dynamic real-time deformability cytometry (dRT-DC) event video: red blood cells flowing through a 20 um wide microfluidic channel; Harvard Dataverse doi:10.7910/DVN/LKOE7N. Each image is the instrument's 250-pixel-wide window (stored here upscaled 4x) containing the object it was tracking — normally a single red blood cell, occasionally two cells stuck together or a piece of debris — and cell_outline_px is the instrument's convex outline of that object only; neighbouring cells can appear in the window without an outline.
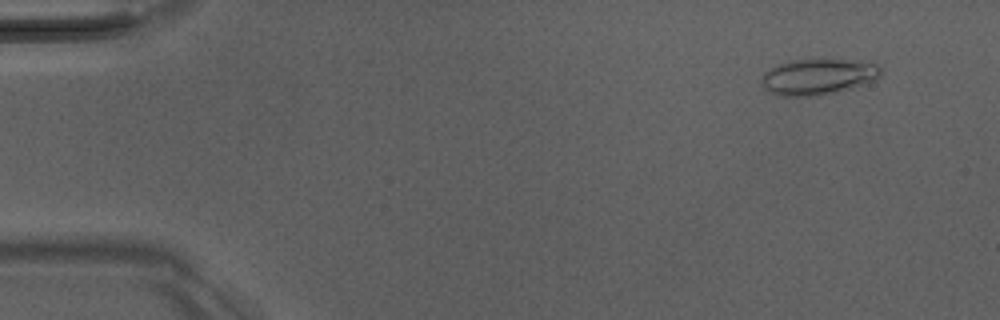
{"species": "Egyptian fruit bat (a non-hibernating species)", "species_latin": "Rousettus aegyptiacus", "temperature_condition": "room temperature", "stored_images_in_passage": 50, "camera_frame_rate_fps": 3000, "um_per_image_px": 0.085, "animal": {"sex": "male"}, "frame": {"image": 1, "passage_image": 4, "time_ms": 1.0, "image_size_px": [1000, 320], "cell_outline_px": [[880, 76], [876, 80], [852, 88], [836, 92], [816, 96], [780, 96], [768, 92], [760, 84], [760, 80], [764, 72], [780, 64], [792, 60], [844, 60], [880, 64]], "centroid_in_image_um": [69.51, 6.55], "position_along_channel_um": 15.5, "area_um2": 24.91}}
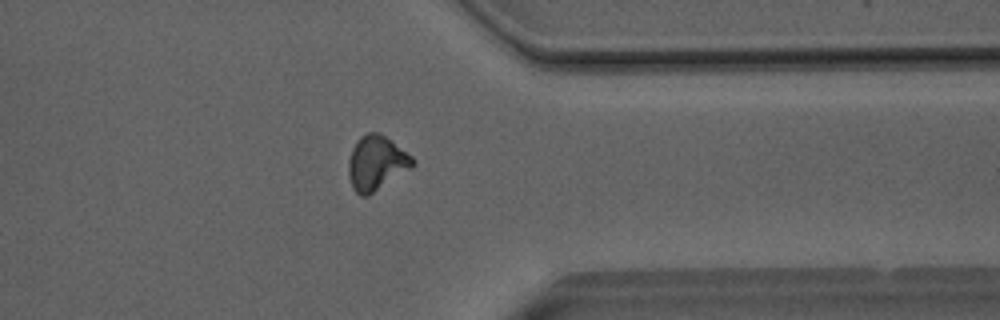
{"frame": {"image": 2, "passage_image": 40, "time_ms": 13.0, "image_size_px": [1000, 320], "cell_outline_px": [[416, 164], [368, 196], [360, 196], [352, 188], [348, 172], [348, 160], [352, 148], [356, 140], [360, 136], [368, 132], [376, 132], [384, 136], [412, 156], [416, 160]], "centroid_in_image_um": [31.96, 13.86], "position_along_channel_um": 379.4, "area_um2": 20.23}}
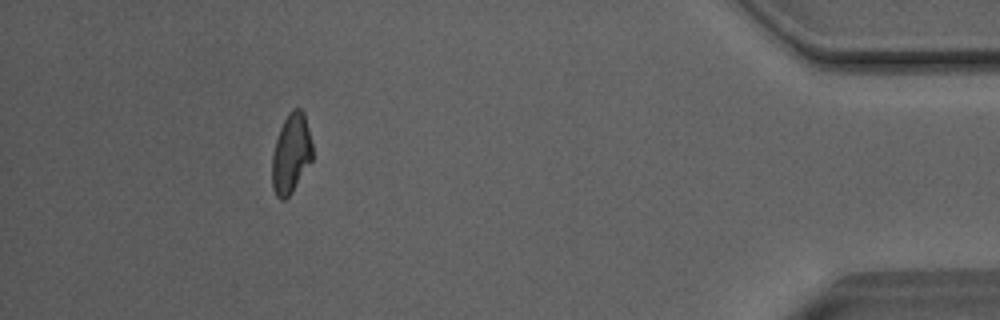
{"frame": {"image": 3, "passage_image": 46, "time_ms": 15.0, "image_size_px": [1000, 320], "cell_outline_px": [[312, 160], [292, 192], [284, 200], [280, 200], [276, 196], [272, 188], [272, 156], [276, 140], [280, 128], [288, 112], [292, 108], [300, 108], [304, 112], [312, 144]], "centroid_in_image_um": [24.73, 13.05], "position_along_channel_um": 410.5, "area_um2": 18.73}, "authors_computed_cell_mechanics": {"area_um2": 19.8832, "velocity_mm_per_s": 4.0612, "shape_relaxation_time_tau1_ms": 8.0636, "shape_relaxation_time_tau2_ms": 2.5821, "deformation_change_tau1": 0.2234, "deformation_change_tau2": 0.1114}}